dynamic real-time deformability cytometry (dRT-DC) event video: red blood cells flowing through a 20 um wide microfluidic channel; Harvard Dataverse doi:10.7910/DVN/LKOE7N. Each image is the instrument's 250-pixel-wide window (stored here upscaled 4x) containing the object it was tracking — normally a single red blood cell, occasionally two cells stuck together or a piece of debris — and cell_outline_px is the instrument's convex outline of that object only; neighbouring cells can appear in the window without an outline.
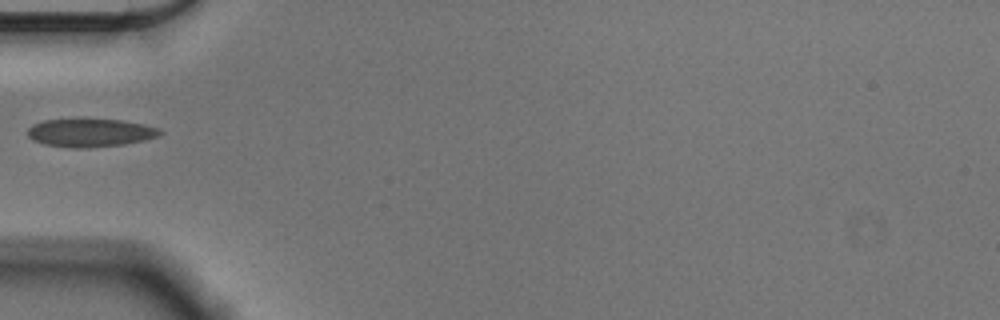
{"species": "Egyptian fruit bat (a non-hibernating species)", "species_latin": "Rousettus aegyptiacus", "temperature_condition": "cold", "stored_images_in_passage": 38, "camera_frame_rate_fps": 3000, "um_per_image_px": 0.085, "animal": {"sex": "male"}, "frame": {"image": 1, "passage_image": 1, "time_ms": 0.0, "image_size_px": [1000, 320], "cell_outline_px": [[164, 132], [160, 136], [144, 140], [124, 144], [88, 148], [76, 148], [44, 144], [32, 140], [28, 136], [28, 128], [32, 124], [44, 120], [80, 116], [124, 120], [144, 124], [160, 128]], "centroid_in_image_um": [7.68, 11.23], "position_along_channel_um": 77.3, "area_um2": 22.83}}
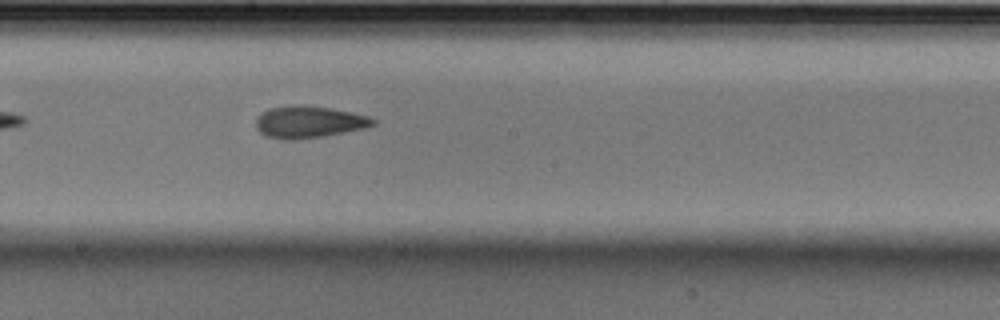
{"frame": {"image": 2, "passage_image": 13, "time_ms": 4.0, "image_size_px": [1000, 320], "cell_outline_px": [[376, 124], [368, 128], [324, 136], [296, 140], [284, 140], [268, 136], [260, 132], [256, 128], [256, 120], [268, 108], [288, 104], [304, 104], [328, 108], [368, 116], [376, 120]], "centroid_in_image_um": [26.26, 10.36], "position_along_channel_um": 221.9, "area_um2": 21.96}}
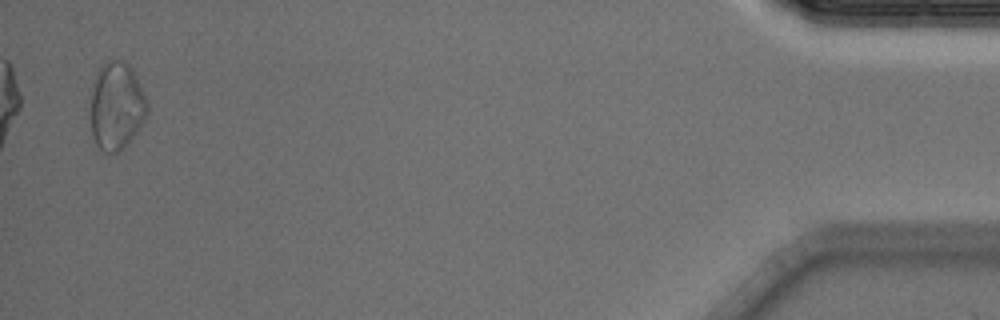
{"frame": {"image": 3, "passage_image": 37, "time_ms": 12.0, "image_size_px": [1000, 320], "cell_outline_px": [[148, 112], [144, 120], [128, 144], [116, 152], [104, 152], [96, 144], [92, 136], [92, 92], [96, 72], [104, 60], [124, 60], [132, 68], [148, 100]], "centroid_in_image_um": [9.93, 8.97], "position_along_channel_um": 425.3, "area_um2": 28.96}}